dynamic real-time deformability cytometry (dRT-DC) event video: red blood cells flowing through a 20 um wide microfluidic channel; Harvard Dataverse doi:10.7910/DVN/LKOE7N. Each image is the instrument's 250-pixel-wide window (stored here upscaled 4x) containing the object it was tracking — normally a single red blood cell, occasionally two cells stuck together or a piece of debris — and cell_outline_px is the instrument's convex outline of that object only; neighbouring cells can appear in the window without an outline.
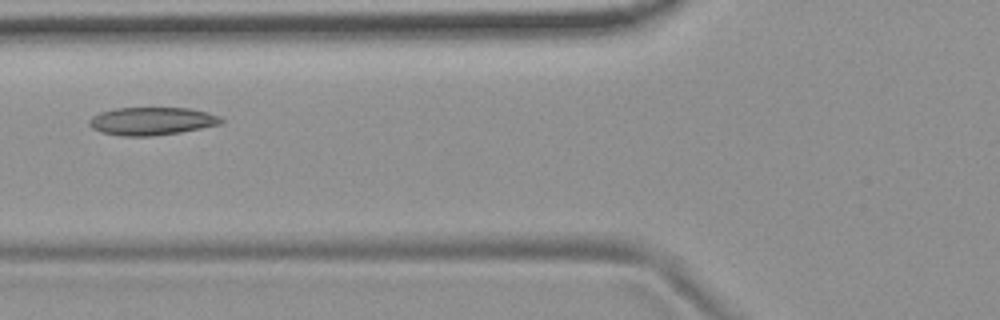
{"species": "common noctule bat (a hibernating species)", "species_latin": "Nyctalus noctula", "temperature_condition": "room temperature", "stored_images_in_passage": 7, "camera_frame_rate_fps": 3000, "um_per_image_px": 0.085, "animal": {"sex": "female", "body_mass_g": 19.9}, "frame": {"image": 1, "passage_image": 4, "time_ms": 1.0, "image_size_px": [1000, 320], "cell_outline_px": [[224, 124], [180, 132], [152, 136], [120, 136], [100, 132], [92, 128], [88, 124], [88, 120], [92, 116], [100, 112], [116, 108], [188, 108], [208, 112], [220, 116], [224, 120]], "centroid_in_image_um": [12.91, 10.3], "position_along_channel_um": 112.9, "area_um2": 21.68}}
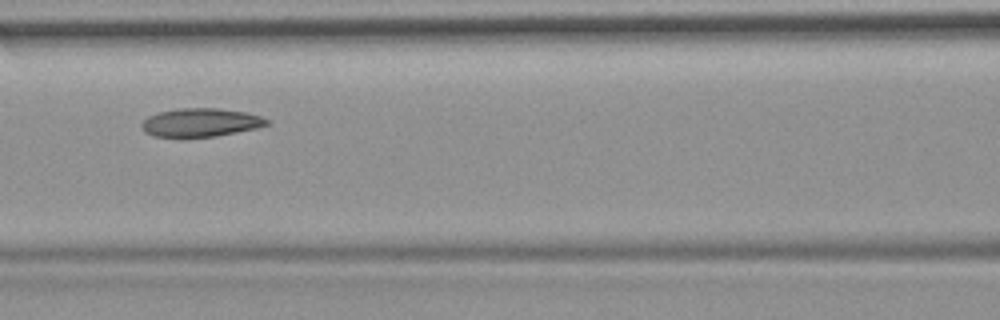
{"frame": {"image": 2, "passage_image": 5, "time_ms": 1.333, "image_size_px": [1000, 320], "cell_outline_px": [[268, 124], [256, 128], [216, 136], [152, 136], [144, 132], [140, 124], [148, 116], [160, 112], [180, 108], [216, 108], [248, 112], [260, 116], [268, 120]], "centroid_in_image_um": [17.04, 10.4], "position_along_channel_um": 149.6, "area_um2": 20.46}}